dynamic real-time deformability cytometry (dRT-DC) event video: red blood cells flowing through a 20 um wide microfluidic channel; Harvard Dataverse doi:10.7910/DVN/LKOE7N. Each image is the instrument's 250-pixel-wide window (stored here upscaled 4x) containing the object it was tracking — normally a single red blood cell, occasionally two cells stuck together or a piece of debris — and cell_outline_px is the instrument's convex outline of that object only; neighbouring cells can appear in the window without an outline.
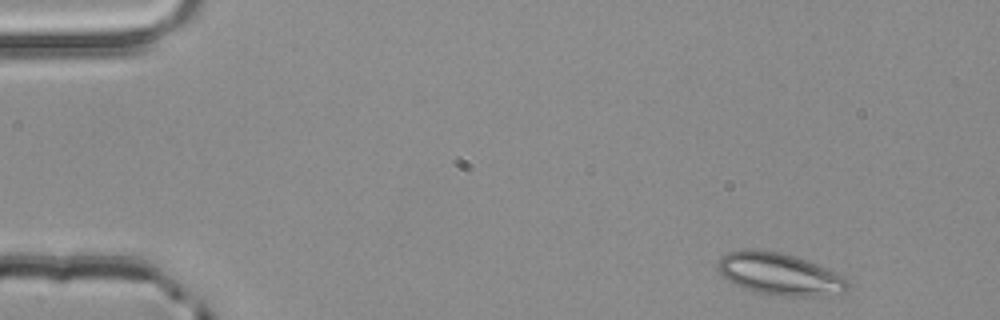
{"species": "common noctule bat (a hibernating species)", "species_latin": "Nyctalus noctula", "temperature_condition": "room temperature", "stored_images_in_passage": 50, "camera_frame_rate_fps": 3000, "um_per_image_px": 0.085, "animal": {"sex": "male", "body_mass_g": 20.4}, "frame": {"image": 1, "passage_image": 1, "time_ms": 0.0, "image_size_px": [1000, 320], "cell_outline_px": [[848, 288], [844, 292], [816, 296], [784, 296], [756, 292], [744, 288], [720, 276], [716, 268], [720, 260], [728, 252], [740, 248], [756, 248], [780, 252], [796, 256], [808, 260], [844, 276], [848, 280]], "centroid_in_image_um": [66.23, 23.27], "position_along_channel_um": 18.8, "area_um2": 32.08}}
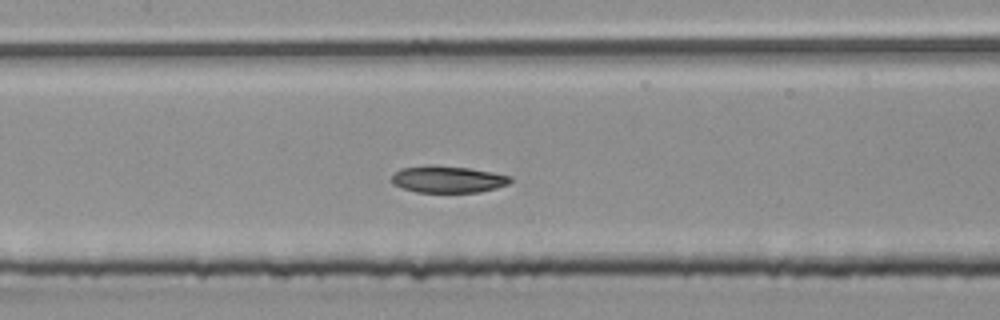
{"frame": {"image": 2, "passage_image": 21, "time_ms": 6.667, "image_size_px": [1000, 320], "cell_outline_px": [[512, 180], [508, 184], [496, 188], [480, 192], [416, 192], [400, 188], [392, 184], [388, 180], [392, 172], [400, 168], [428, 164], [432, 164], [468, 168], [492, 172], [512, 176]], "centroid_in_image_um": [37.97, 15.23], "position_along_channel_um": 169.4, "area_um2": 19.07}}
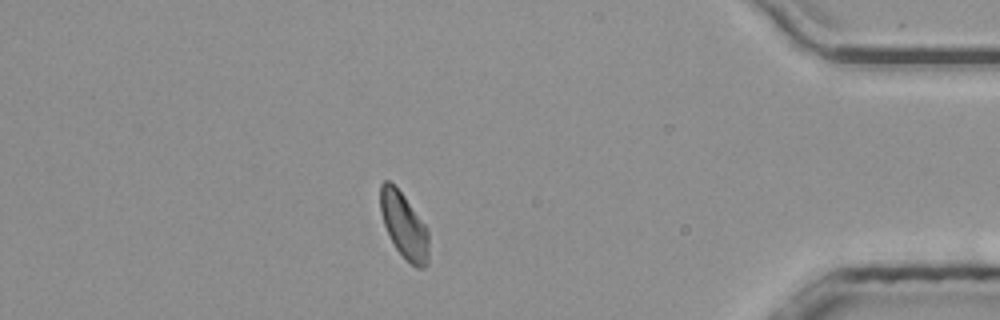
{"frame": {"image": 3, "passage_image": 42, "time_ms": 13.667, "image_size_px": [1000, 320], "cell_outline_px": [[428, 264], [424, 268], [416, 268], [396, 248], [384, 224], [380, 212], [380, 184], [384, 180], [388, 180], [404, 196], [428, 228]], "centroid_in_image_um": [34.35, 19.17], "position_along_channel_um": 400.9, "area_um2": 18.26}}